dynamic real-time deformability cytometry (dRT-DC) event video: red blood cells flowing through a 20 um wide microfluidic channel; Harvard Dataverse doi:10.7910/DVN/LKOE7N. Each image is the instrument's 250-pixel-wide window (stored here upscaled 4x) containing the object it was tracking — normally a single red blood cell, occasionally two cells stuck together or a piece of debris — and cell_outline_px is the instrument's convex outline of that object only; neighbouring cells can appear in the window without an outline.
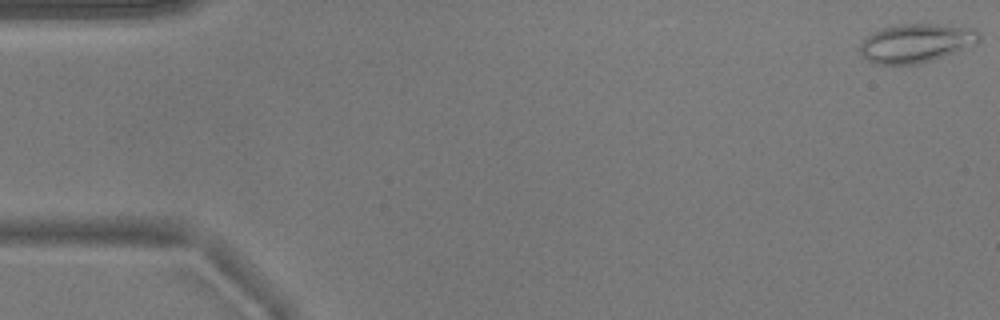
{"species": "common noctule bat (a hibernating species)", "species_latin": "Nyctalus noctula", "temperature_condition": "warm", "stored_images_in_passage": 13, "camera_frame_rate_fps": 3000, "um_per_image_px": 0.085, "animal": {"sex": "male", "body_mass_g": 17.9}, "frame": {"image": 1, "passage_image": 1, "time_ms": 0.0, "image_size_px": [1000, 320], "cell_outline_px": [[980, 40], [976, 44], [932, 60], [920, 64], [876, 64], [868, 60], [860, 52], [860, 44], [872, 32], [880, 28], [900, 24], [936, 24], [972, 28], [980, 32]], "centroid_in_image_um": [77.87, 3.66], "position_along_channel_um": 7.1, "area_um2": 26.76}}